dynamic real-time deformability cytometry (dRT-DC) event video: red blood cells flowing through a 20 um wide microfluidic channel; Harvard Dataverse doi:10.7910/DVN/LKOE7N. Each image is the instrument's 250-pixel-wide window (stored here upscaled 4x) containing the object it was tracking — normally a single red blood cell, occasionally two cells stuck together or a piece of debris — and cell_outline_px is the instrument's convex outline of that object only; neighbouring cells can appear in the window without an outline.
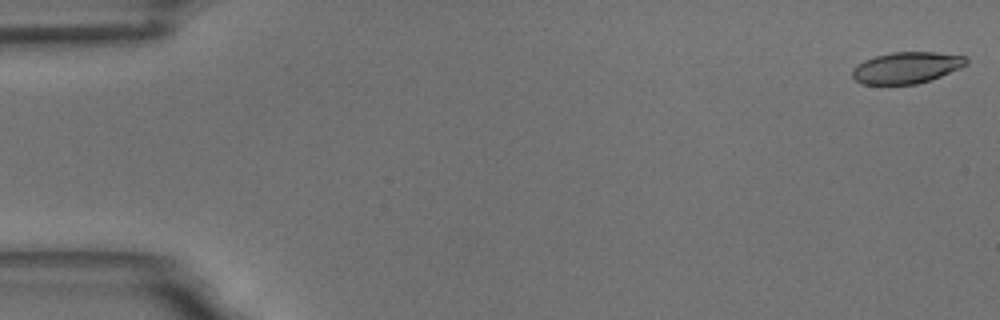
{"species": "common noctule bat (a hibernating species)", "species_latin": "Nyctalus noctula", "temperature_condition": "room temperature", "stored_images_in_passage": 54, "camera_frame_rate_fps": 3000, "um_per_image_px": 0.085, "animal": {"sex": "male", "body_mass_g": 18.8}, "frame": {"image": 1, "passage_image": 1, "time_ms": 0.0, "image_size_px": [1000, 320], "cell_outline_px": [[968, 64], [960, 68], [940, 76], [916, 84], [860, 84], [852, 76], [852, 68], [856, 64], [864, 60], [876, 56], [892, 52], [936, 52], [968, 56]], "centroid_in_image_um": [77.06, 5.74], "position_along_channel_um": 7.9, "area_um2": 20.92}}
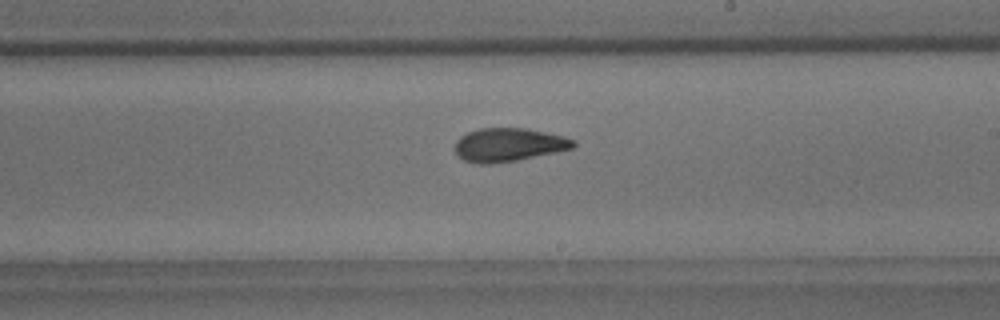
{"frame": {"image": 2, "passage_image": 32, "time_ms": 10.333, "image_size_px": [1000, 320], "cell_outline_px": [[576, 144], [572, 148], [556, 152], [516, 160], [492, 164], [476, 164], [464, 160], [456, 156], [456, 140], [460, 136], [468, 132], [480, 128], [524, 128], [564, 136], [576, 140]], "centroid_in_image_um": [43.21, 12.31], "position_along_channel_um": 245.8, "area_um2": 23.06}}
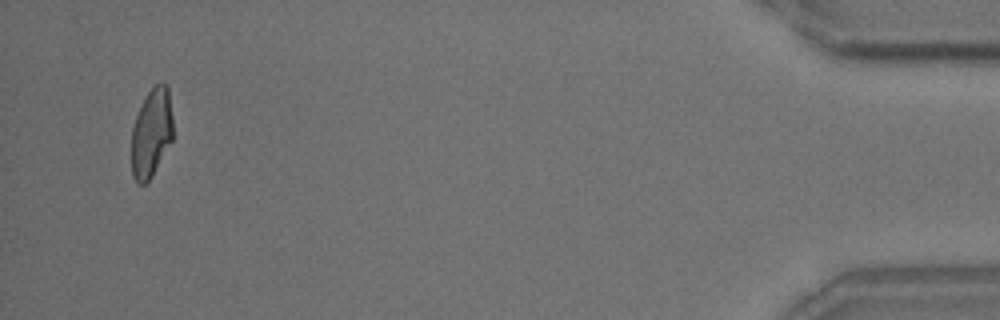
{"frame": {"image": 3, "passage_image": 53, "time_ms": 17.333, "image_size_px": [1000, 320], "cell_outline_px": [[172, 140], [152, 176], [144, 184], [140, 184], [132, 176], [132, 128], [136, 116], [148, 92], [160, 80], [168, 88], [172, 116]], "centroid_in_image_um": [12.87, 11.29], "position_along_channel_um": 422.3, "area_um2": 21.15}}